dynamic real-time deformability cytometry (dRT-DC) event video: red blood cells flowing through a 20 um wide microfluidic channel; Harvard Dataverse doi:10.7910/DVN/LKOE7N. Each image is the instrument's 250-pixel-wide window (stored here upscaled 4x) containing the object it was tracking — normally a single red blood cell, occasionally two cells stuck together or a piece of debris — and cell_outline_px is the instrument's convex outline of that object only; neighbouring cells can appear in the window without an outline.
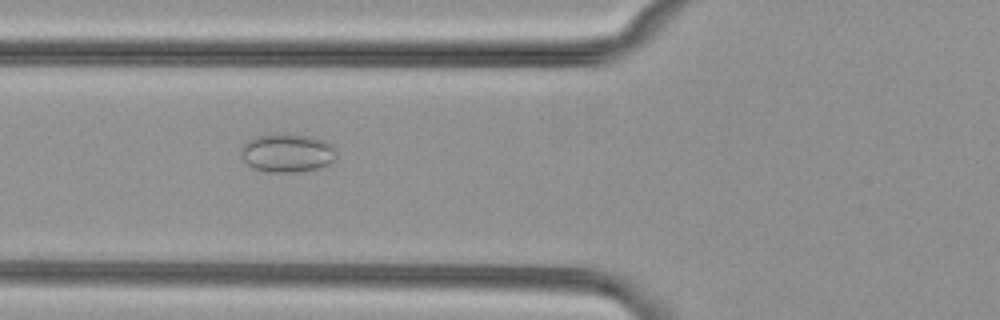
{"species": "common noctule bat (a hibernating species)", "species_latin": "Nyctalus noctula", "temperature_condition": "cold", "stored_images_in_passage": 55, "camera_frame_rate_fps": 3000, "um_per_image_px": 0.085, "animal": {"sex": "female", "body_mass_g": 29.2, "forearm_length_mm": 56.3}, "frame": {"image": 1, "passage_image": 22, "time_ms": 7.0, "image_size_px": [1000, 320], "cell_outline_px": [[336, 160], [328, 164], [316, 168], [300, 172], [264, 172], [252, 168], [240, 156], [240, 148], [248, 140], [256, 136], [268, 132], [284, 132], [312, 136], [324, 140], [332, 144], [336, 148]], "centroid_in_image_um": [24.4, 12.96], "position_along_channel_um": 101.4, "area_um2": 22.25}}
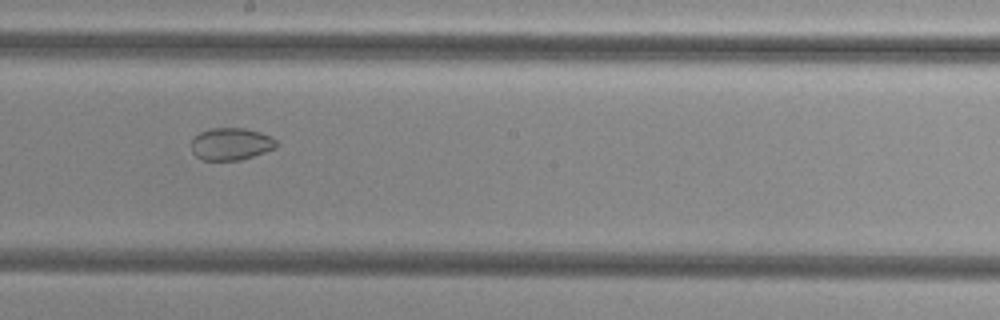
{"frame": {"image": 2, "passage_image": 32, "time_ms": 10.333, "image_size_px": [1000, 320], "cell_outline_px": [[276, 148], [240, 160], [204, 160], [196, 156], [192, 152], [192, 136], [208, 128], [244, 128], [260, 132], [272, 136], [276, 140]], "centroid_in_image_um": [19.61, 12.22], "position_along_channel_um": 228.6, "area_um2": 16.07}}
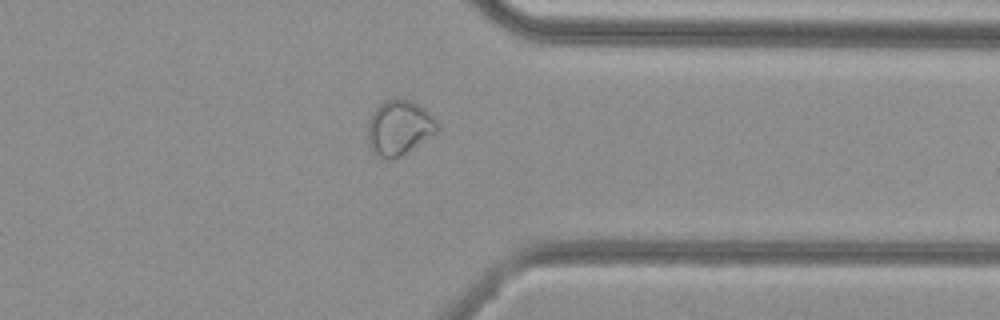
{"frame": {"image": 3, "passage_image": 44, "time_ms": 14.333, "image_size_px": [1000, 320], "cell_outline_px": [[440, 128], [436, 132], [400, 156], [392, 160], [384, 160], [376, 156], [372, 152], [368, 144], [368, 120], [372, 112], [384, 100], [396, 96], [412, 100], [424, 108], [432, 116]], "centroid_in_image_um": [33.88, 10.83], "position_along_channel_um": 377.5, "area_um2": 22.54}, "authors_computed_cell_mechanics": {"area_um2": 24.5072, "velocity_mm_per_s": 3.8083, "shape_relaxation_time_tau1_ms": null, "shape_relaxation_time_tau2_ms": 2.5188, "deformation_change_tau1": null, "deformation_change_tau2": 0.0469}}